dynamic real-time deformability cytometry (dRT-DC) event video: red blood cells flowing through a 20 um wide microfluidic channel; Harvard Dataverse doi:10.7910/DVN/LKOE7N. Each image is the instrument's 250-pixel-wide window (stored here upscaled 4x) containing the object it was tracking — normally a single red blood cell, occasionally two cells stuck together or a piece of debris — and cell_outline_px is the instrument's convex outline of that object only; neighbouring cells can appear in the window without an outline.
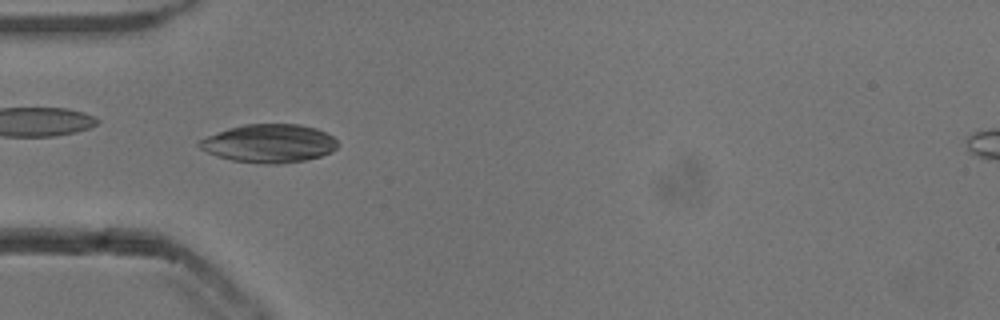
{"species": "common noctule bat (a hibernating species)", "species_latin": "Nyctalus noctula", "temperature_condition": "cold", "stored_images_in_passage": 42, "camera_frame_rate_fps": 3000, "um_per_image_px": 0.085, "animal": {"sex": "male", "body_mass_g": 13.3}, "frame": {"image": 1, "passage_image": 5, "time_ms": 1.333, "image_size_px": [1000, 320], "cell_outline_px": [[336, 148], [332, 152], [320, 156], [304, 160], [276, 164], [264, 164], [232, 160], [216, 156], [200, 148], [196, 144], [200, 140], [208, 136], [228, 128], [244, 124], [296, 124], [316, 128], [332, 136], [336, 140]], "centroid_in_image_um": [22.86, 12.19], "position_along_channel_um": 62.1, "area_um2": 30.69}}
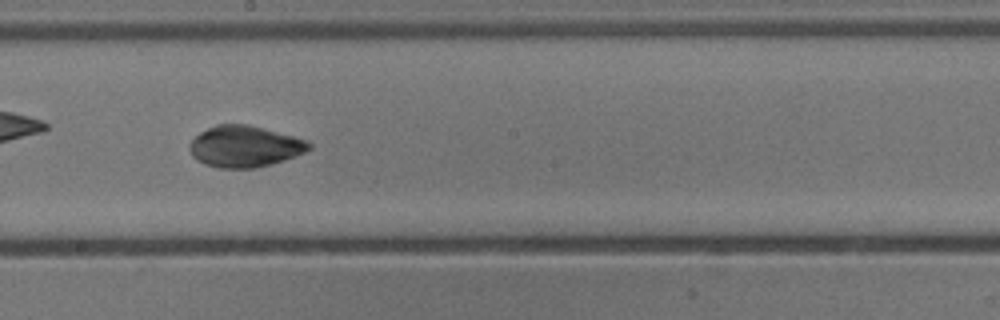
{"frame": {"image": 2, "passage_image": 18, "time_ms": 5.667, "image_size_px": [1000, 320], "cell_outline_px": [[312, 148], [304, 152], [284, 160], [272, 164], [256, 168], [220, 168], [204, 164], [196, 160], [192, 156], [188, 148], [188, 144], [200, 132], [216, 124], [248, 124], [308, 140], [312, 144]], "centroid_in_image_um": [20.78, 12.45], "position_along_channel_um": 227.4, "area_um2": 28.9}}
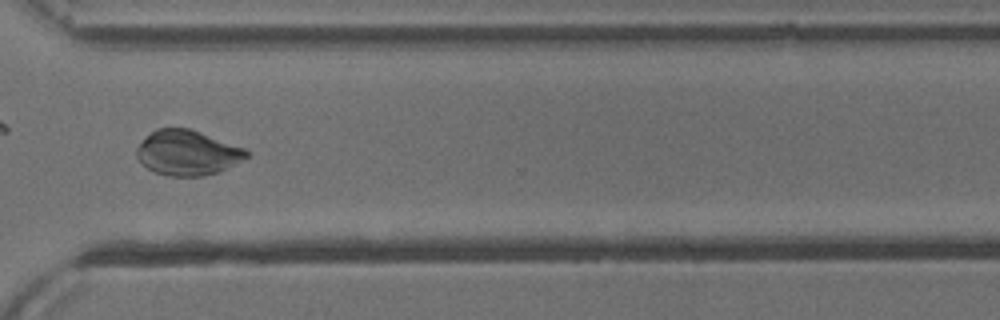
{"frame": {"image": 3, "passage_image": 28, "time_ms": 9.0, "image_size_px": [1000, 320], "cell_outline_px": [[248, 156], [216, 172], [204, 176], [168, 176], [156, 172], [148, 168], [136, 156], [136, 148], [156, 128], [188, 128], [200, 132], [244, 148], [248, 152]], "centroid_in_image_um": [15.9, 12.98], "position_along_channel_um": 354.7, "area_um2": 28.09}, "authors_computed_cell_mechanics": {"area_um2": 29.2468, "velocity_mm_per_s": 3.8243, "shape_relaxation_time_tau1_ms": 8.6664, "shape_relaxation_time_tau2_ms": 1.3357, "deformation_change_tau1": 0.2434, "deformation_change_tau2": 0.0475}}